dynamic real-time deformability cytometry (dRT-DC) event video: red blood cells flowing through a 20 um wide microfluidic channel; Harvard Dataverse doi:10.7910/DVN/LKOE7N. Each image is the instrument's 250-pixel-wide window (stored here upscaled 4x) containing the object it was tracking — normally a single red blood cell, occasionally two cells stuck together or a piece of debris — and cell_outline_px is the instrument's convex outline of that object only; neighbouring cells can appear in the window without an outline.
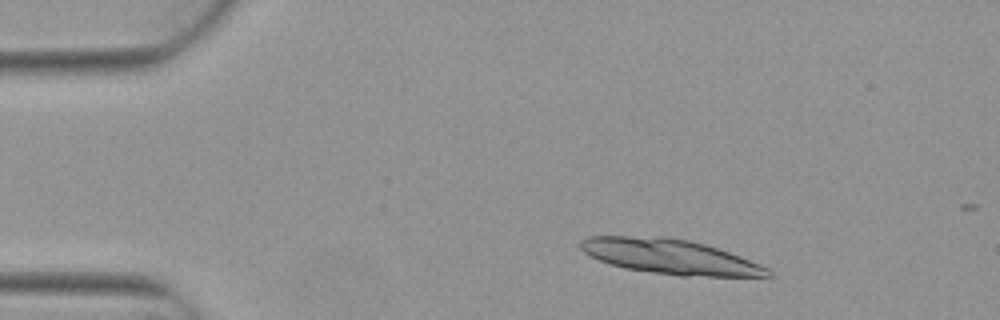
{"species": "Egyptian fruit bat (a non-hibernating species)", "species_latin": "Rousettus aegyptiacus", "temperature_condition": "warm", "stored_images_in_passage": 4, "camera_frame_rate_fps": 3000, "um_per_image_px": 0.085, "animal": {"sex": "female"}, "frame": {"image": 1, "passage_image": 2, "time_ms": 0.333, "image_size_px": [1000, 320], "cell_outline_px": [[772, 276], [680, 276], [624, 268], [600, 260], [584, 252], [580, 248], [580, 240], [588, 236], [628, 236], [688, 240], [704, 244], [740, 256], [760, 264], [768, 268], [772, 272]], "centroid_in_image_um": [56.95, 21.83], "position_along_channel_um": 28.0, "area_um2": 37.22}}